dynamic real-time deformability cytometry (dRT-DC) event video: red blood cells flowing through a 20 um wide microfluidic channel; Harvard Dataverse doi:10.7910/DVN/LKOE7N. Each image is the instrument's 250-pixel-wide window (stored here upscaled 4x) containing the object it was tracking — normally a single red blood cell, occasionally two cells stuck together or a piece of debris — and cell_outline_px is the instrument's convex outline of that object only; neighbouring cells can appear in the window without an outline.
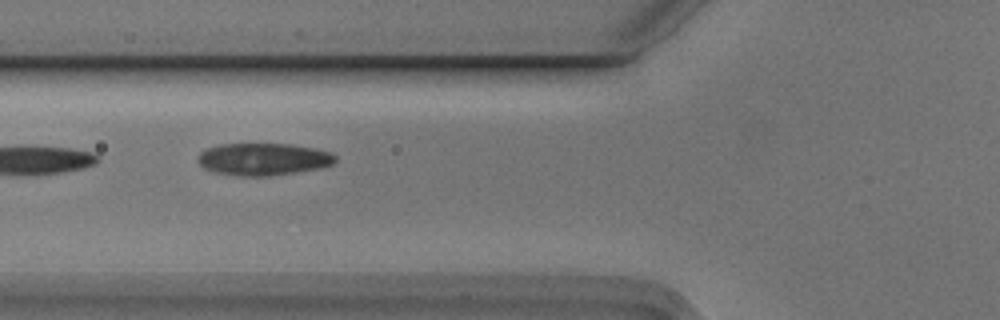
{"species": "Egyptian fruit bat (a non-hibernating species)", "species_latin": "Rousettus aegyptiacus", "temperature_condition": "cold", "stored_images_in_passage": 7, "camera_frame_rate_fps": 3000, "um_per_image_px": 0.085, "animal": {"sex": "male"}, "frame": {"image": 1, "passage_image": 5, "time_ms": 1.333, "image_size_px": [1000, 320], "cell_outline_px": [[336, 160], [332, 164], [320, 168], [268, 176], [244, 176], [216, 172], [204, 168], [196, 160], [196, 156], [200, 152], [208, 148], [220, 144], [292, 144], [316, 148], [332, 152], [336, 156]], "centroid_in_image_um": [22.39, 13.52], "position_along_channel_um": 103.4, "area_um2": 25.84}}
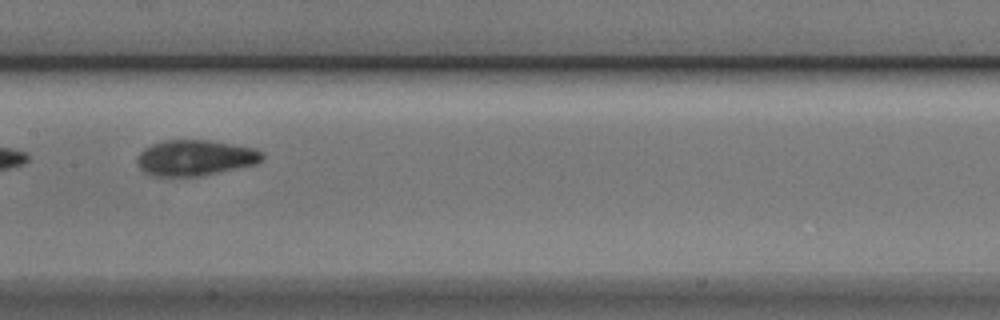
{"frame": {"image": 2, "passage_image": 7, "time_ms": 2.0, "image_size_px": [1000, 320], "cell_outline_px": [[264, 156], [256, 164], [200, 176], [152, 176], [144, 172], [140, 168], [136, 160], [140, 152], [144, 148], [152, 144], [164, 140], [208, 140], [256, 148], [264, 152]], "centroid_in_image_um": [16.58, 13.41], "position_along_channel_um": 190.8, "area_um2": 26.07}}